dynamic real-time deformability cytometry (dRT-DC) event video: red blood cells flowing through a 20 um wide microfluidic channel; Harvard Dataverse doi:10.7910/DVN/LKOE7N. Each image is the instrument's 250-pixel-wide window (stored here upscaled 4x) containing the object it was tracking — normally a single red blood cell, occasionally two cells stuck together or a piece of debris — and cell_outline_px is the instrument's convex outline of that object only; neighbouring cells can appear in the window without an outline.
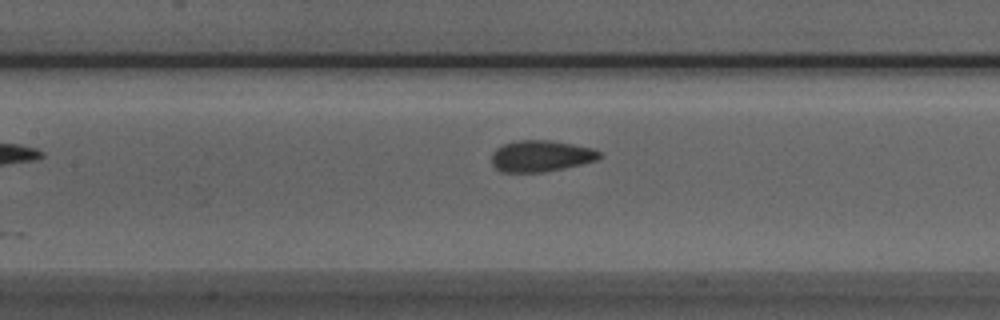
{"species": "Egyptian fruit bat (a non-hibernating species)", "species_latin": "Rousettus aegyptiacus", "temperature_condition": "room temperature", "stored_images_in_passage": 14, "camera_frame_rate_fps": 3000, "um_per_image_px": 0.085, "animal": {"sex": "male"}, "frame": {"image": 1, "passage_image": 10, "time_ms": 3.0, "image_size_px": [1000, 320], "cell_outline_px": [[600, 156], [596, 160], [564, 168], [544, 172], [500, 172], [492, 164], [492, 152], [496, 148], [504, 144], [516, 140], [548, 140], [572, 144], [592, 148], [600, 152]], "centroid_in_image_um": [45.93, 13.26], "position_along_channel_um": 161.5, "area_um2": 19.59}}